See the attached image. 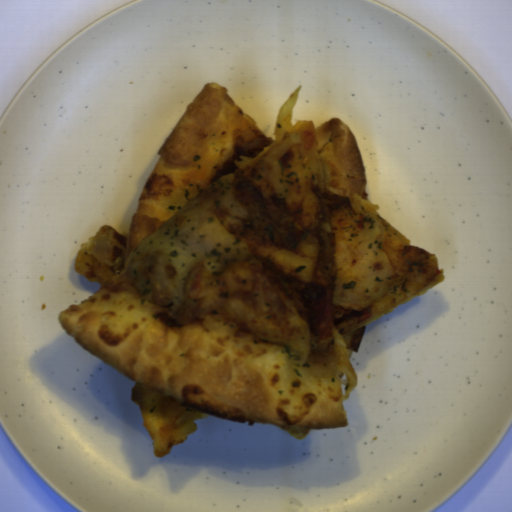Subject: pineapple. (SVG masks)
Returning <instances> with one entry per match:
<instances>
[{
	"label": "pineapple",
	"instance_id": "pineapple-1",
	"mask_svg": "<svg viewBox=\"0 0 512 512\" xmlns=\"http://www.w3.org/2000/svg\"><path fill=\"white\" fill-rule=\"evenodd\" d=\"M252 253L246 242L223 227L213 210L195 200L132 249L120 282L149 304L169 314H184L194 307L187 292L196 267L218 272Z\"/></svg>",
	"mask_w": 512,
	"mask_h": 512
},
{
	"label": "pineapple",
	"instance_id": "pineapple-2",
	"mask_svg": "<svg viewBox=\"0 0 512 512\" xmlns=\"http://www.w3.org/2000/svg\"><path fill=\"white\" fill-rule=\"evenodd\" d=\"M379 211V205L357 194L333 212L334 302L366 309L378 304L390 289L394 269L382 250L386 231Z\"/></svg>",
	"mask_w": 512,
	"mask_h": 512
},
{
	"label": "pineapple",
	"instance_id": "pineapple-3",
	"mask_svg": "<svg viewBox=\"0 0 512 512\" xmlns=\"http://www.w3.org/2000/svg\"><path fill=\"white\" fill-rule=\"evenodd\" d=\"M301 88L298 86L281 106L275 125V143L258 161L269 167V183L277 199L296 186L311 191L315 186L326 188L333 177L327 162L319 158L314 124L293 122Z\"/></svg>",
	"mask_w": 512,
	"mask_h": 512
},
{
	"label": "pineapple",
	"instance_id": "pineapple-4",
	"mask_svg": "<svg viewBox=\"0 0 512 512\" xmlns=\"http://www.w3.org/2000/svg\"><path fill=\"white\" fill-rule=\"evenodd\" d=\"M115 232L108 226H101L99 230L93 234L89 241L80 245L74 259V272L83 276L92 272L95 264H101L106 267L112 266L113 263V237Z\"/></svg>",
	"mask_w": 512,
	"mask_h": 512
}]
</instances>
